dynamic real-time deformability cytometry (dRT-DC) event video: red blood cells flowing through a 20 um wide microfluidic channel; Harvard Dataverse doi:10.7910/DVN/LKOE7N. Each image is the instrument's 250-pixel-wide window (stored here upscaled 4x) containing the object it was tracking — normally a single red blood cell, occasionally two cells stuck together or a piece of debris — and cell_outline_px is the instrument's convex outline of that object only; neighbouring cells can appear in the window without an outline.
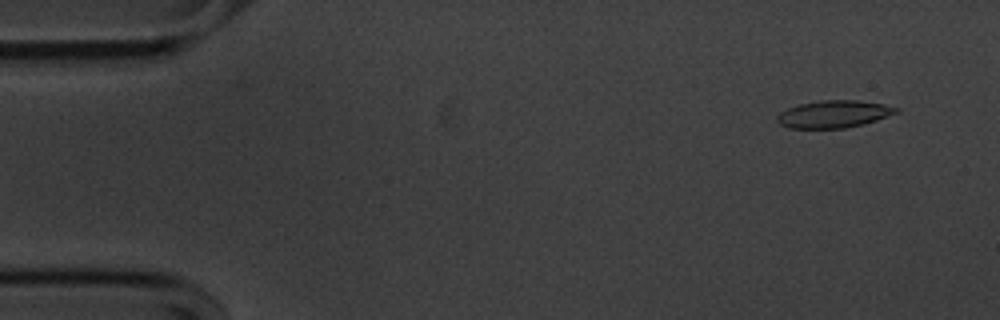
{"species": "common noctule bat (a hibernating species)", "species_latin": "Nyctalus noctula", "temperature_condition": "cold", "stored_images_in_passage": 52, "camera_frame_rate_fps": 3000, "um_per_image_px": 0.085, "animal": {"sex": "male", "body_mass_g": 20.1, "forearm_length_mm": 53.5}, "frame": {"image": 1, "passage_image": 1, "time_ms": 0.0, "image_size_px": [1000, 320], "cell_outline_px": [[900, 112], [864, 124], [844, 128], [788, 128], [780, 124], [776, 120], [776, 116], [780, 112], [788, 108], [800, 104], [820, 100], [856, 100], [884, 104], [900, 108]], "centroid_in_image_um": [70.88, 9.69], "position_along_channel_um": 14.1, "area_um2": 19.02}}
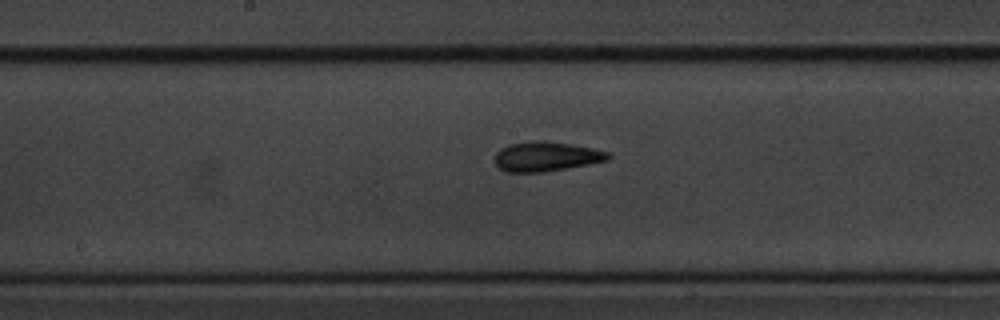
{"frame": {"image": 2, "passage_image": 25, "time_ms": 8.0, "image_size_px": [1000, 320], "cell_outline_px": [[612, 156], [608, 160], [568, 168], [544, 172], [508, 172], [500, 168], [496, 164], [496, 152], [500, 148], [508, 144], [532, 140], [544, 140], [572, 144], [592, 148], [608, 152]], "centroid_in_image_um": [46.42, 13.29], "position_along_channel_um": 201.8, "area_um2": 19.65}}
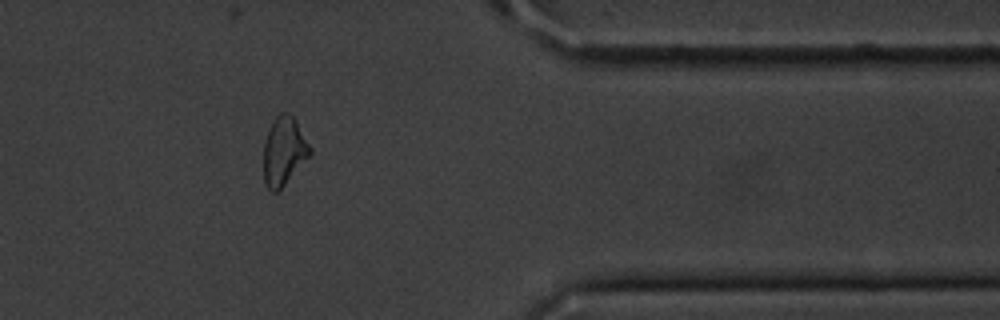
{"frame": {"image": 3, "passage_image": 42, "time_ms": 13.667, "image_size_px": [1000, 320], "cell_outline_px": [[312, 156], [276, 192], [272, 192], [264, 184], [264, 144], [268, 132], [276, 116], [280, 112], [288, 112], [296, 120], [312, 148]], "centroid_in_image_um": [24.17, 12.85], "position_along_channel_um": 387.2, "area_um2": 18.55}, "authors_computed_cell_mechanics": {"area_um2": 18.9295, "velocity_mm_per_s": 3.609, "shape_relaxation_time_tau1_ms": 11.0485, "shape_relaxation_time_tau2_ms": 3.665, "deformation_change_tau1": 0.2192, "deformation_change_tau2": 0.1176}}